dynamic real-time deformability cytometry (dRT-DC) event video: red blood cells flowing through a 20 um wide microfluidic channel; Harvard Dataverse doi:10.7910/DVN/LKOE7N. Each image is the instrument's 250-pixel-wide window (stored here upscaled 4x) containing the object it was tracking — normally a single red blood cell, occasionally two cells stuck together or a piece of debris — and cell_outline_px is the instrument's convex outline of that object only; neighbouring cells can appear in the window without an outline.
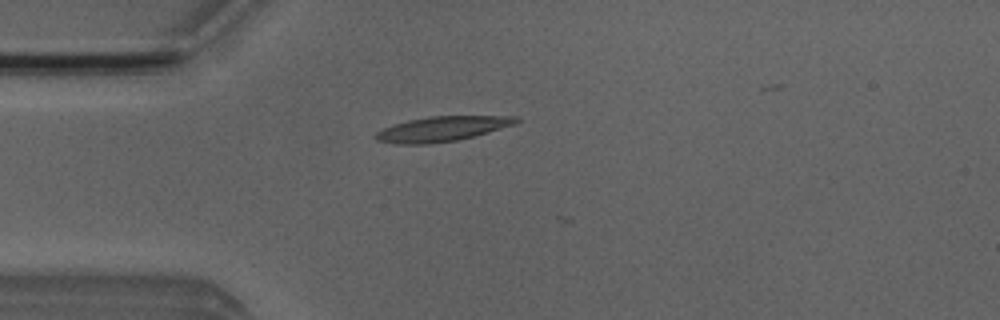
{"species": "Egyptian fruit bat (a non-hibernating species)", "species_latin": "Rousettus aegyptiacus", "temperature_condition": "room temperature", "stored_images_in_passage": 3, "camera_frame_rate_fps": 3000, "um_per_image_px": 0.085, "animal": {"sex": "male"}, "frame": {"image": 1, "passage_image": 1, "time_ms": 0.0, "image_size_px": [1000, 320], "cell_outline_px": [[520, 120], [516, 124], [472, 136], [456, 140], [428, 144], [392, 144], [376, 140], [372, 136], [376, 132], [384, 128], [408, 120], [428, 116], [516, 116]], "centroid_in_image_um": [37.53, 10.96], "position_along_channel_um": 47.5, "area_um2": 20.29}}